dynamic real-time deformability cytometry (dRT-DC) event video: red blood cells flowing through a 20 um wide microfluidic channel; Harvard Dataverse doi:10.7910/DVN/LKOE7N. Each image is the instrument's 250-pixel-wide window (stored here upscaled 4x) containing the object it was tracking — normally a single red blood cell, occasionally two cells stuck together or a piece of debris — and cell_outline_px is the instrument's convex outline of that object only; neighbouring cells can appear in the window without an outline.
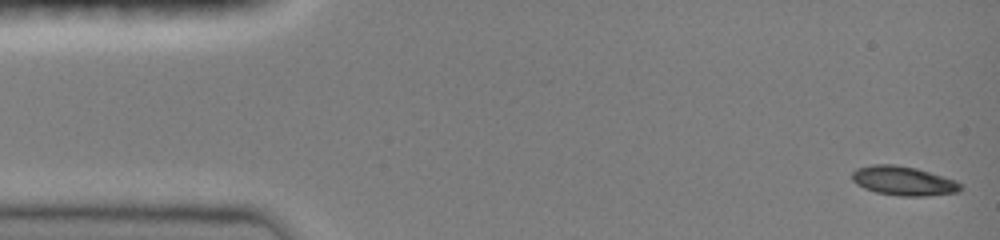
{"species": "common noctule bat (a hibernating species)", "species_latin": "Nyctalus noctula", "temperature_condition": "room temperature", "stored_images_in_passage": 47, "camera_frame_rate_fps": 3000, "um_per_image_px": 0.085, "animal": {"sex": "female", "body_mass_g": 19.0, "forearm_length_mm": 51.5}, "frame": {"image": 1, "passage_image": 1, "time_ms": 0.0, "image_size_px": [1000, 240], "cell_outline_px": [[960, 188], [956, 192], [924, 196], [900, 196], [876, 192], [864, 188], [856, 184], [852, 180], [852, 172], [856, 168], [872, 164], [892, 164], [916, 168], [956, 180], [960, 184]], "centroid_in_image_um": [76.73, 15.36], "position_along_channel_um": 8.3, "area_um2": 18.32}}
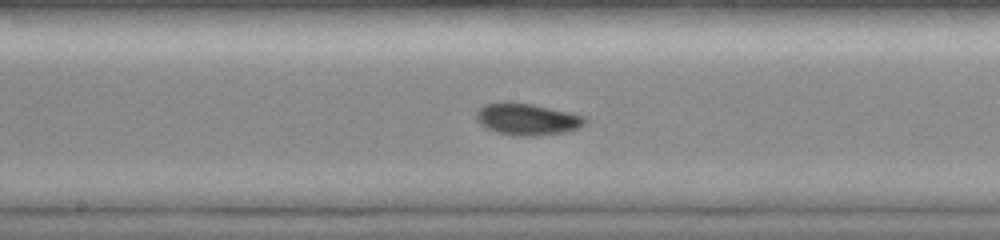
{"frame": {"image": 2, "passage_image": 24, "time_ms": 7.667, "image_size_px": [1000, 240], "cell_outline_px": [[588, 120], [580, 128], [568, 132], [536, 136], [520, 136], [496, 132], [480, 124], [476, 120], [476, 112], [484, 104], [504, 100], [512, 100], [572, 112], [588, 116]], "centroid_in_image_um": [44.85, 10.11], "position_along_channel_um": 203.4, "area_um2": 20.81}}
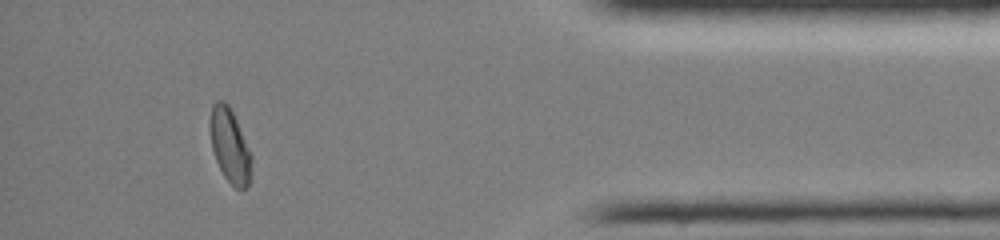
{"frame": {"image": 3, "passage_image": 42, "time_ms": 13.667, "image_size_px": [1000, 240], "cell_outline_px": [[252, 160], [248, 184], [244, 188], [236, 188], [224, 176], [216, 160], [212, 148], [208, 124], [212, 104], [216, 100], [224, 100], [228, 104], [236, 120], [252, 156]], "centroid_in_image_um": [19.5, 12.33], "position_along_channel_um": 415.7, "area_um2": 17.69}, "authors_computed_cell_mechanics": {"area_um2": 18.496, "velocity_mm_per_s": 4.0728, "shape_relaxation_time_tau1_ms": 10.9273, "shape_relaxation_time_tau2_ms": 4.6371, "deformation_change_tau1": 0.2577, "deformation_change_tau2": 0.0465}}